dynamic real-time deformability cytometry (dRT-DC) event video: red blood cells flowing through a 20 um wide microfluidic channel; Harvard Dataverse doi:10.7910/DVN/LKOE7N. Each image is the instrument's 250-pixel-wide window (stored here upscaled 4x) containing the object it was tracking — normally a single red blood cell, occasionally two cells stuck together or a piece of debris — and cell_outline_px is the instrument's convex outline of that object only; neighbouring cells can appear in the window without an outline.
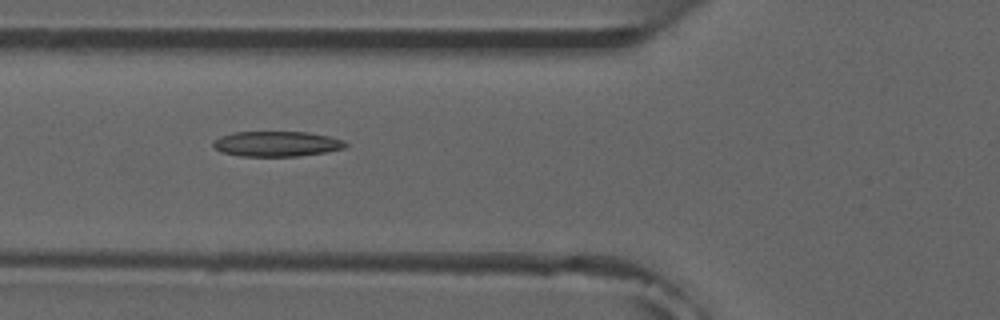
{"species": "common noctule bat (a hibernating species)", "species_latin": "Nyctalus noctula", "temperature_condition": "room temperature", "stored_images_in_passage": 9, "camera_frame_rate_fps": 3000, "um_per_image_px": 0.085, "animal": {"sex": "male", "forearm_length_mm": 52.5}, "frame": {"image": 1, "passage_image": 6, "time_ms": 6.0, "image_size_px": [1000, 320], "cell_outline_px": [[348, 144], [344, 148], [324, 152], [296, 156], [240, 156], [220, 152], [212, 144], [212, 140], [220, 136], [232, 132], [308, 132], [328, 136], [344, 140]], "centroid_in_image_um": [23.48, 12.22], "position_along_channel_um": 102.3, "area_um2": 19.48}}
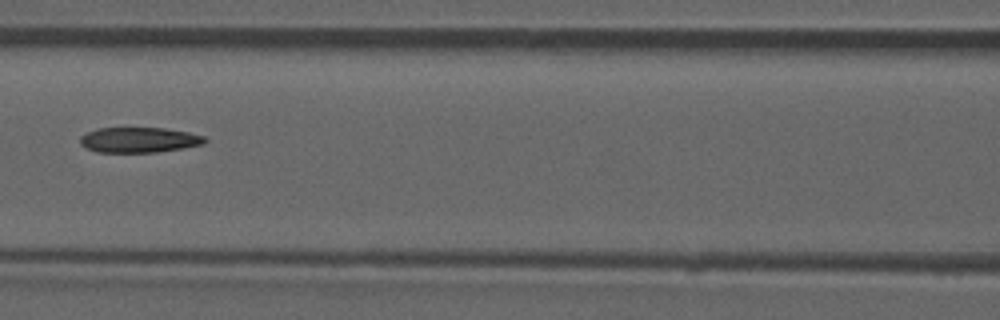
{"frame": {"image": 2, "passage_image": 7, "time_ms": 7.333, "image_size_px": [1000, 320], "cell_outline_px": [[208, 140], [204, 144], [156, 152], [96, 152], [80, 144], [80, 136], [88, 132], [100, 128], [164, 128], [188, 132], [204, 136]], "centroid_in_image_um": [11.82, 11.89], "position_along_channel_um": 154.8, "area_um2": 18.21}}